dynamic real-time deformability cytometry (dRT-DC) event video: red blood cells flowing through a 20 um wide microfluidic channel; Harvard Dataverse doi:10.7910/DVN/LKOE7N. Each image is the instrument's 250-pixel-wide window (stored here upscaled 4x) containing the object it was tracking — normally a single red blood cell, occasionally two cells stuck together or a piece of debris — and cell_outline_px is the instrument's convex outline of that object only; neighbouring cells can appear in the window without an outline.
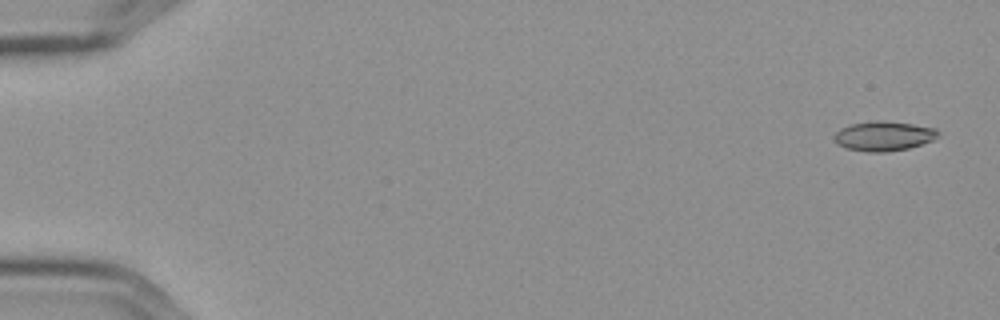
{"species": "Egyptian fruit bat (a non-hibernating species)", "species_latin": "Rousettus aegyptiacus", "temperature_condition": "cold", "stored_images_in_passage": 7, "camera_frame_rate_fps": 3000, "um_per_image_px": 0.085, "frame": {"image": 1, "passage_image": 1, "time_ms": 0.0, "image_size_px": [1000, 320], "cell_outline_px": [[940, 132], [932, 140], [908, 148], [884, 152], [868, 152], [844, 148], [832, 136], [840, 128], [852, 124], [876, 120], [884, 120], [912, 124], [936, 128]], "centroid_in_image_um": [75.1, 11.55], "position_along_channel_um": 9.9, "area_um2": 17.8}}
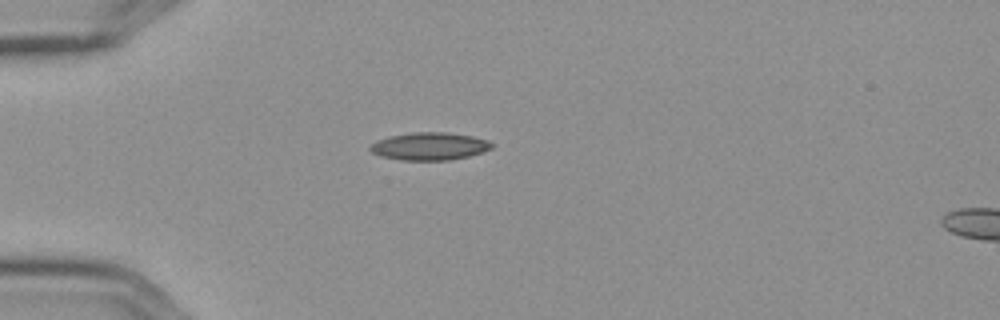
{"frame": {"image": 2, "passage_image": 5, "time_ms": 1.333, "image_size_px": [1000, 320], "cell_outline_px": [[496, 144], [492, 148], [468, 156], [448, 160], [400, 160], [380, 156], [372, 152], [368, 148], [376, 140], [388, 136], [412, 132], [448, 132], [472, 136], [488, 140]], "centroid_in_image_um": [36.5, 12.42], "position_along_channel_um": 48.5, "area_um2": 19.71}}
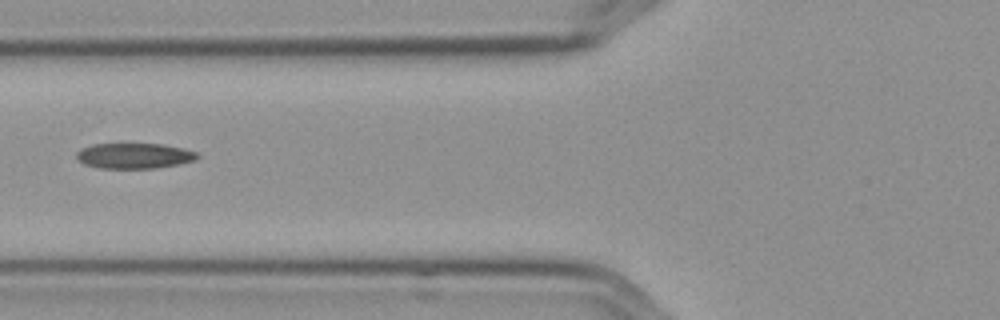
{"frame": {"image": 3, "passage_image": 7, "time_ms": 2.0, "image_size_px": [1000, 320], "cell_outline_px": [[200, 156], [196, 160], [156, 168], [100, 168], [84, 164], [76, 156], [76, 152], [80, 148], [92, 144], [160, 144], [184, 148], [196, 152]], "centroid_in_image_um": [11.4, 13.24], "position_along_channel_um": 114.4, "area_um2": 17.86}}